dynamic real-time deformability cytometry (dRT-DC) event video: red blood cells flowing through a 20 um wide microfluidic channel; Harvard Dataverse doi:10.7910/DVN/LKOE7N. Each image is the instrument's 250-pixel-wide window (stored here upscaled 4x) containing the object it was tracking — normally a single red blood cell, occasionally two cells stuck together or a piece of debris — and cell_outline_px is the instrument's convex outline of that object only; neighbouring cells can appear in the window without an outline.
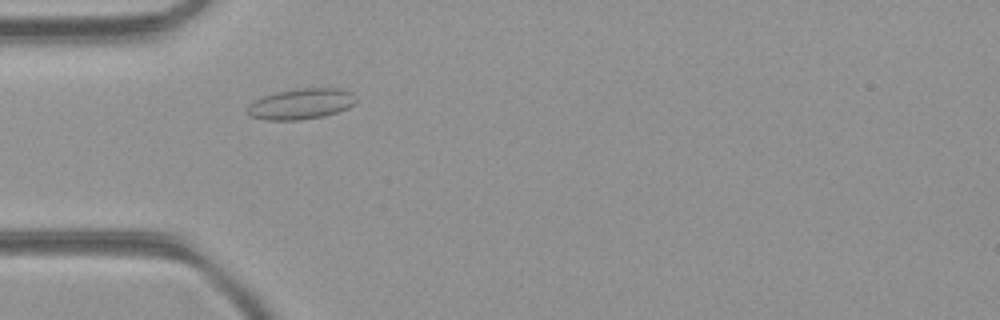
{"species": "common noctule bat (a hibernating species)", "species_latin": "Nyctalus noctula", "temperature_condition": "room temperature", "stored_images_in_passage": 2, "camera_frame_rate_fps": 3000, "um_per_image_px": 0.085, "animal": {"sex": "female", "body_mass_g": 21.9}, "frame": {"image": 1, "passage_image": 2, "time_ms": 0.333, "image_size_px": [1000, 320], "cell_outline_px": [[356, 104], [348, 108], [324, 116], [300, 120], [264, 120], [248, 116], [248, 104], [252, 100], [276, 92], [296, 88], [344, 88], [352, 92], [356, 100]], "centroid_in_image_um": [25.59, 8.83], "position_along_channel_um": 59.4, "area_um2": 19.77}}